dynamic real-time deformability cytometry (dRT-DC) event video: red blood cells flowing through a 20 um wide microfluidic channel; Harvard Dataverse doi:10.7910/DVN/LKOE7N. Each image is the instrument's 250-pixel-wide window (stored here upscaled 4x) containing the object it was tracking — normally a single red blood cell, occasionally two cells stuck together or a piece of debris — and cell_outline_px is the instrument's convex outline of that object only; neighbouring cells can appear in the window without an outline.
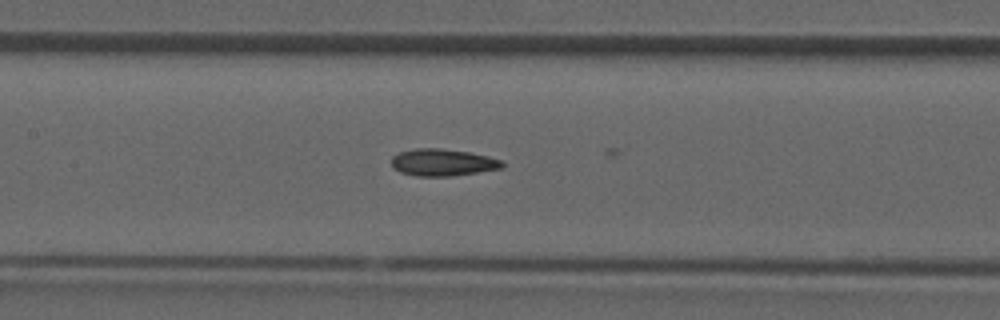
{"species": "common noctule bat (a hibernating species)", "species_latin": "Nyctalus noctula", "temperature_condition": "room temperature", "stored_images_in_passage": 19, "camera_frame_rate_fps": 3000, "um_per_image_px": 0.085, "animal": {"sex": "male", "forearm_length_mm": 52.5}, "frame": {"image": 1, "passage_image": 12, "time_ms": 3.667, "image_size_px": [1000, 320], "cell_outline_px": [[504, 168], [452, 176], [416, 176], [400, 172], [392, 168], [392, 156], [400, 152], [416, 148], [440, 148], [468, 152], [488, 156], [504, 160]], "centroid_in_image_um": [37.65, 13.81], "position_along_channel_um": 169.8, "area_um2": 17.57}}